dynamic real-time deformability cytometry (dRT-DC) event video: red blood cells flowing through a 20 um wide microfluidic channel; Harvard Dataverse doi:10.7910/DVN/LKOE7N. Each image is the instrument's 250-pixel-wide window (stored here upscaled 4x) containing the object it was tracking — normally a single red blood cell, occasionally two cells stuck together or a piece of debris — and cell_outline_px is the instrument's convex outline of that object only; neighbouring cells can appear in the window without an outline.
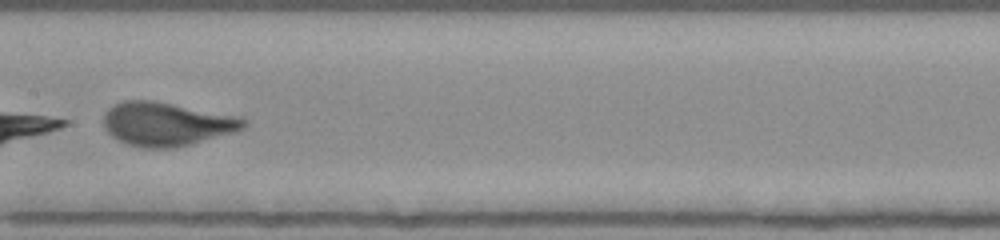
{"species": "human", "species_latin": "Homo sapiens", "temperature_condition": "room temperature", "stored_images_in_passage": 37, "camera_frame_rate_fps": 3000, "um_per_image_px": 0.085, "donor": {"sex": "female"}, "frame": {"image": 1, "passage_image": 16, "time_ms": 5.0, "image_size_px": [1000, 240], "cell_outline_px": [[248, 124], [244, 128], [232, 132], [188, 144], [172, 148], [144, 148], [128, 144], [112, 136], [104, 128], [104, 112], [108, 108], [120, 100], [152, 100], [240, 116], [248, 120]], "centroid_in_image_um": [14.14, 10.52], "position_along_channel_um": 193.3, "area_um2": 35.49}}
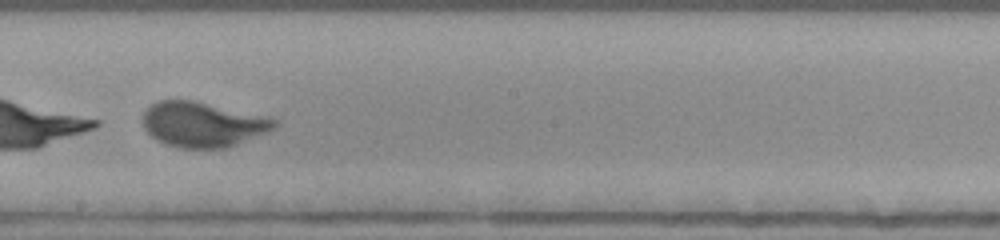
{"frame": {"image": 2, "passage_image": 19, "time_ms": 6.0, "image_size_px": [1000, 240], "cell_outline_px": [[280, 120], [276, 128], [236, 144], [224, 148], [180, 148], [164, 144], [156, 140], [144, 128], [144, 112], [156, 100], [192, 100], [268, 116]], "centroid_in_image_um": [17.25, 10.57], "position_along_channel_um": 230.9, "area_um2": 34.56}}
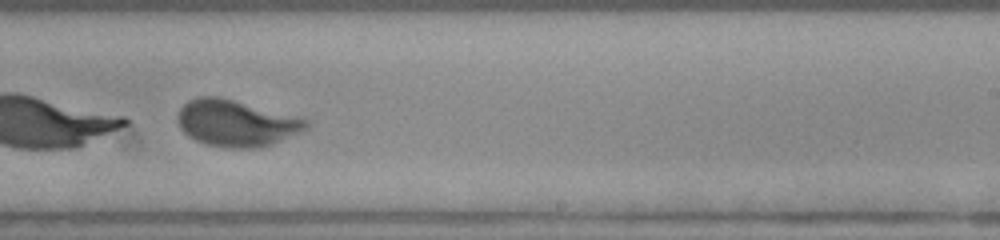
{"frame": {"image": 3, "passage_image": 22, "time_ms": 7.0, "image_size_px": [1000, 240], "cell_outline_px": [[308, 128], [300, 132], [272, 144], [256, 148], [224, 148], [208, 144], [196, 140], [188, 136], [180, 128], [176, 120], [176, 116], [180, 108], [188, 100], [200, 96], [216, 96], [232, 100], [308, 120]], "centroid_in_image_um": [20.01, 10.48], "position_along_channel_um": 269.0, "area_um2": 34.33}, "authors_computed_cell_mechanics": {"area_um2": 34.7378, "velocity_mm_per_s": 3.7903, "shape_relaxation_time_tau1_ms": 1.5175, "shape_relaxation_time_tau2_ms": null, "deformation_change_tau1": 0.3435, "deformation_change_tau2": null}}